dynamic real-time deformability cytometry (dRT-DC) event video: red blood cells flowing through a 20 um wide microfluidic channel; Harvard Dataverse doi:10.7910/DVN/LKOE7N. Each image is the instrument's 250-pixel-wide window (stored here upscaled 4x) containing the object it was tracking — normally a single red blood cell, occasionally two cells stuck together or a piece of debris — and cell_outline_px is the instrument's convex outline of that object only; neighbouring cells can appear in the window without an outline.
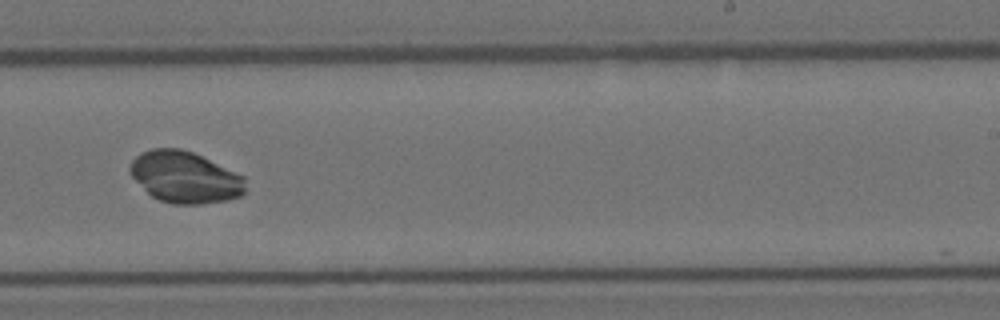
{"species": "Egyptian fruit bat (a non-hibernating species)", "species_latin": "Rousettus aegyptiacus", "temperature_condition": "room temperature", "stored_images_in_passage": 10, "camera_frame_rate_fps": 3000, "um_per_image_px": 0.085, "animal": {"sex": "female"}, "frame": {"image": 1, "passage_image": 10, "time_ms": 3.0, "image_size_px": [1000, 320], "cell_outline_px": [[244, 192], [240, 196], [228, 200], [200, 204], [172, 204], [160, 200], [152, 196], [132, 176], [128, 168], [132, 160], [140, 152], [152, 148], [180, 148], [192, 152], [244, 176]], "centroid_in_image_um": [15.7, 15.06], "position_along_channel_um": 273.3, "area_um2": 34.39}}